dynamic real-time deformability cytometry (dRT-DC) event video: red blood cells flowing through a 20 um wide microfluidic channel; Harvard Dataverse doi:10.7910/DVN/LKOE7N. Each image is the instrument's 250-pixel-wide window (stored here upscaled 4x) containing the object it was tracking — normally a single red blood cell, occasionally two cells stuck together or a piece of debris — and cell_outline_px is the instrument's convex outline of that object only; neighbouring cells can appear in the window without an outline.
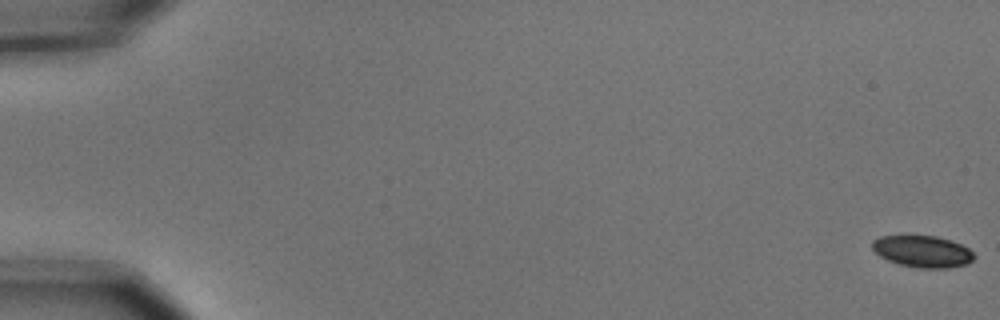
{"species": "common noctule bat (a hibernating species)", "species_latin": "Nyctalus noctula", "temperature_condition": "cold", "stored_images_in_passage": 56, "camera_frame_rate_fps": 3000, "um_per_image_px": 0.085, "animal": {"sex": "male", "body_mass_g": 15.6}, "frame": {"image": 1, "passage_image": 1, "time_ms": 0.0, "image_size_px": [1000, 320], "cell_outline_px": [[976, 256], [972, 260], [964, 264], [948, 268], [920, 268], [900, 264], [888, 260], [880, 256], [872, 248], [872, 240], [880, 236], [936, 236], [960, 244], [968, 248]], "centroid_in_image_um": [78.4, 21.37], "position_along_channel_um": 6.6, "area_um2": 18.55}}
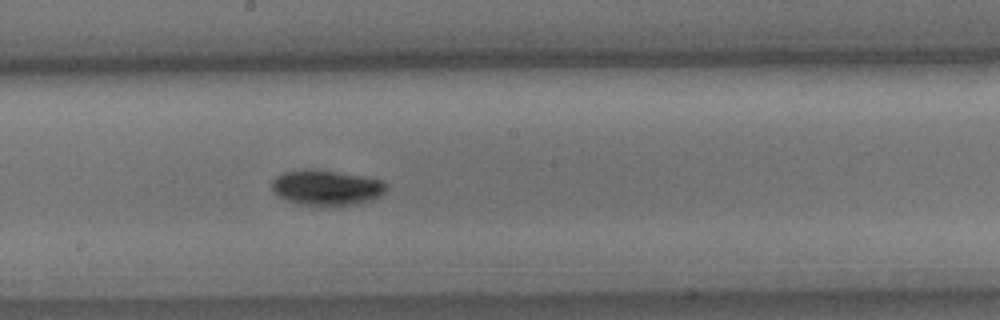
{"frame": {"image": 2, "passage_image": 32, "time_ms": 10.333, "image_size_px": [1000, 320], "cell_outline_px": [[388, 188], [380, 196], [372, 200], [356, 204], [328, 208], [304, 204], [284, 200], [272, 188], [272, 180], [276, 176], [284, 172], [304, 168], [316, 168], [364, 176], [384, 180], [388, 184]], "centroid_in_image_um": [27.8, 15.95], "position_along_channel_um": 220.4, "area_um2": 24.33}}
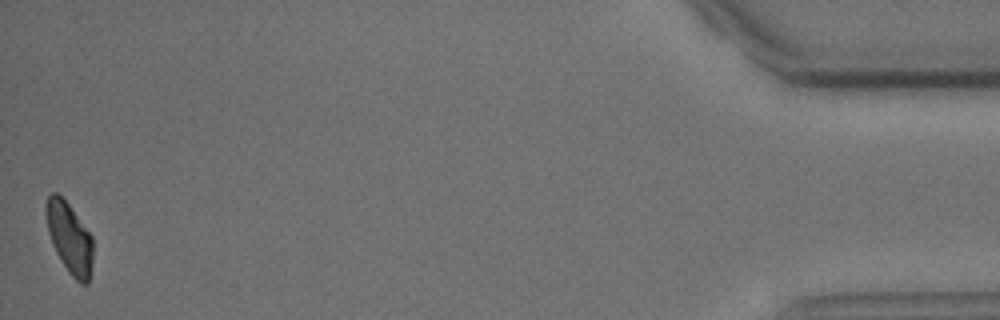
{"frame": {"image": 3, "passage_image": 56, "time_ms": 18.333, "image_size_px": [1000, 320], "cell_outline_px": [[92, 264], [88, 284], [80, 284], [68, 272], [56, 252], [52, 244], [48, 232], [44, 212], [44, 208], [48, 196], [52, 192], [56, 192], [68, 204], [92, 236]], "centroid_in_image_um": [5.88, 20.23], "position_along_channel_um": 429.3, "area_um2": 19.31}, "authors_computed_cell_mechanics": {"area_um2": 20.7791, "velocity_mm_per_s": 3.6738, "shape_relaxation_time_tau1_ms": 1.7628, "shape_relaxation_time_tau2_ms": null, "deformation_change_tau1": 0.0965, "deformation_change_tau2": null}}